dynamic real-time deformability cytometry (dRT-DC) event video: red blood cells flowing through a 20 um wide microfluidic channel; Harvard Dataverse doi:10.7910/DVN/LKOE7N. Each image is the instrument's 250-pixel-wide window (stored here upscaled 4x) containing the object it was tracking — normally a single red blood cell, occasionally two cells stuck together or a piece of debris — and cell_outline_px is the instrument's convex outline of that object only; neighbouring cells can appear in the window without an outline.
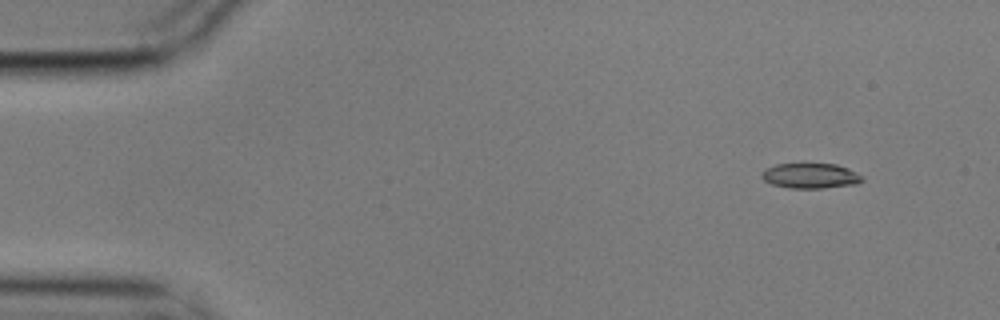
{"species": "common noctule bat (a hibernating species)", "species_latin": "Nyctalus noctula", "temperature_condition": "cold", "stored_images_in_passage": 4, "camera_frame_rate_fps": 3000, "um_per_image_px": 0.085, "animal": {"sex": "male", "body_mass_g": 17.9}, "frame": {"image": 1, "passage_image": 1, "time_ms": 0.0, "image_size_px": [1000, 320], "cell_outline_px": [[864, 180], [856, 184], [824, 188], [788, 188], [772, 184], [764, 180], [760, 176], [760, 172], [764, 168], [776, 164], [836, 164], [848, 168], [864, 176]], "centroid_in_image_um": [68.88, 14.94], "position_along_channel_um": 16.1, "area_um2": 14.91}}
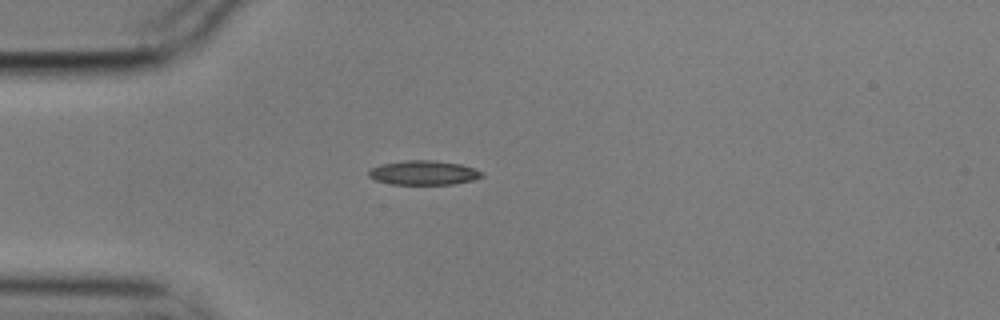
{"frame": {"image": 2, "passage_image": 4, "time_ms": 1.0, "image_size_px": [1000, 320], "cell_outline_px": [[484, 176], [472, 180], [452, 184], [392, 184], [376, 180], [368, 176], [368, 172], [372, 168], [380, 164], [408, 160], [436, 160], [460, 164], [484, 172]], "centroid_in_image_um": [36.01, 14.68], "position_along_channel_um": 49.0, "area_um2": 15.95}}